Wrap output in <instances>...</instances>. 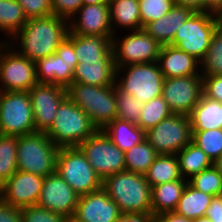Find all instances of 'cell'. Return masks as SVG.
<instances>
[{
  "instance_id": "9c48e42d",
  "label": "cell",
  "mask_w": 222,
  "mask_h": 222,
  "mask_svg": "<svg viewBox=\"0 0 222 222\" xmlns=\"http://www.w3.org/2000/svg\"><path fill=\"white\" fill-rule=\"evenodd\" d=\"M35 132L28 91H0V134L19 137Z\"/></svg>"
},
{
  "instance_id": "9a60e30c",
  "label": "cell",
  "mask_w": 222,
  "mask_h": 222,
  "mask_svg": "<svg viewBox=\"0 0 222 222\" xmlns=\"http://www.w3.org/2000/svg\"><path fill=\"white\" fill-rule=\"evenodd\" d=\"M202 94V75L164 78L162 97L174 114L189 116Z\"/></svg>"
},
{
  "instance_id": "f1b7e54d",
  "label": "cell",
  "mask_w": 222,
  "mask_h": 222,
  "mask_svg": "<svg viewBox=\"0 0 222 222\" xmlns=\"http://www.w3.org/2000/svg\"><path fill=\"white\" fill-rule=\"evenodd\" d=\"M179 172L187 181L204 169L210 168L213 161L192 141L176 154Z\"/></svg>"
},
{
  "instance_id": "8d00e7d4",
  "label": "cell",
  "mask_w": 222,
  "mask_h": 222,
  "mask_svg": "<svg viewBox=\"0 0 222 222\" xmlns=\"http://www.w3.org/2000/svg\"><path fill=\"white\" fill-rule=\"evenodd\" d=\"M115 95L117 106L116 118L125 120L138 126V120L141 114L143 103L140 102L135 96L122 90L116 83Z\"/></svg>"
},
{
  "instance_id": "2e32d148",
  "label": "cell",
  "mask_w": 222,
  "mask_h": 222,
  "mask_svg": "<svg viewBox=\"0 0 222 222\" xmlns=\"http://www.w3.org/2000/svg\"><path fill=\"white\" fill-rule=\"evenodd\" d=\"M36 132H46L56 117L67 89L54 84L37 83L29 91Z\"/></svg>"
},
{
  "instance_id": "5bb4252c",
  "label": "cell",
  "mask_w": 222,
  "mask_h": 222,
  "mask_svg": "<svg viewBox=\"0 0 222 222\" xmlns=\"http://www.w3.org/2000/svg\"><path fill=\"white\" fill-rule=\"evenodd\" d=\"M77 64L73 43L66 37L56 49V53L35 62L37 81L67 89L72 84Z\"/></svg>"
},
{
  "instance_id": "6da1fadb",
  "label": "cell",
  "mask_w": 222,
  "mask_h": 222,
  "mask_svg": "<svg viewBox=\"0 0 222 222\" xmlns=\"http://www.w3.org/2000/svg\"><path fill=\"white\" fill-rule=\"evenodd\" d=\"M69 33V21L56 15L31 18L7 43L18 53L36 62L56 53Z\"/></svg>"
},
{
  "instance_id": "d6986e66",
  "label": "cell",
  "mask_w": 222,
  "mask_h": 222,
  "mask_svg": "<svg viewBox=\"0 0 222 222\" xmlns=\"http://www.w3.org/2000/svg\"><path fill=\"white\" fill-rule=\"evenodd\" d=\"M68 21L70 33L113 37L109 3L82 5Z\"/></svg>"
},
{
  "instance_id": "1f68e13d",
  "label": "cell",
  "mask_w": 222,
  "mask_h": 222,
  "mask_svg": "<svg viewBox=\"0 0 222 222\" xmlns=\"http://www.w3.org/2000/svg\"><path fill=\"white\" fill-rule=\"evenodd\" d=\"M212 198V195L198 191L187 183L175 212L192 220L205 216Z\"/></svg>"
},
{
  "instance_id": "30bf717a",
  "label": "cell",
  "mask_w": 222,
  "mask_h": 222,
  "mask_svg": "<svg viewBox=\"0 0 222 222\" xmlns=\"http://www.w3.org/2000/svg\"><path fill=\"white\" fill-rule=\"evenodd\" d=\"M130 32V33H129ZM112 37V53L116 67L157 62L161 45L143 28Z\"/></svg>"
},
{
  "instance_id": "f6af8a7d",
  "label": "cell",
  "mask_w": 222,
  "mask_h": 222,
  "mask_svg": "<svg viewBox=\"0 0 222 222\" xmlns=\"http://www.w3.org/2000/svg\"><path fill=\"white\" fill-rule=\"evenodd\" d=\"M0 222H22L21 208H15L0 197Z\"/></svg>"
},
{
  "instance_id": "ee69618b",
  "label": "cell",
  "mask_w": 222,
  "mask_h": 222,
  "mask_svg": "<svg viewBox=\"0 0 222 222\" xmlns=\"http://www.w3.org/2000/svg\"><path fill=\"white\" fill-rule=\"evenodd\" d=\"M203 94L222 103V75L202 76Z\"/></svg>"
},
{
  "instance_id": "7402d4cb",
  "label": "cell",
  "mask_w": 222,
  "mask_h": 222,
  "mask_svg": "<svg viewBox=\"0 0 222 222\" xmlns=\"http://www.w3.org/2000/svg\"><path fill=\"white\" fill-rule=\"evenodd\" d=\"M116 66L112 48L96 63H78L73 73L72 83H83L93 86L115 84Z\"/></svg>"
},
{
  "instance_id": "d590c367",
  "label": "cell",
  "mask_w": 222,
  "mask_h": 222,
  "mask_svg": "<svg viewBox=\"0 0 222 222\" xmlns=\"http://www.w3.org/2000/svg\"><path fill=\"white\" fill-rule=\"evenodd\" d=\"M172 111L164 101L162 95L153 98L147 103H143L138 126L145 132L156 126L161 120L169 117Z\"/></svg>"
},
{
  "instance_id": "ab89813d",
  "label": "cell",
  "mask_w": 222,
  "mask_h": 222,
  "mask_svg": "<svg viewBox=\"0 0 222 222\" xmlns=\"http://www.w3.org/2000/svg\"><path fill=\"white\" fill-rule=\"evenodd\" d=\"M174 5V0H139L141 29L166 15Z\"/></svg>"
},
{
  "instance_id": "bcb514c9",
  "label": "cell",
  "mask_w": 222,
  "mask_h": 222,
  "mask_svg": "<svg viewBox=\"0 0 222 222\" xmlns=\"http://www.w3.org/2000/svg\"><path fill=\"white\" fill-rule=\"evenodd\" d=\"M205 216H207L211 222H222V195L213 196Z\"/></svg>"
},
{
  "instance_id": "f35d334b",
  "label": "cell",
  "mask_w": 222,
  "mask_h": 222,
  "mask_svg": "<svg viewBox=\"0 0 222 222\" xmlns=\"http://www.w3.org/2000/svg\"><path fill=\"white\" fill-rule=\"evenodd\" d=\"M192 142L214 162L222 154V129L192 131Z\"/></svg>"
},
{
  "instance_id": "f5cc1de1",
  "label": "cell",
  "mask_w": 222,
  "mask_h": 222,
  "mask_svg": "<svg viewBox=\"0 0 222 222\" xmlns=\"http://www.w3.org/2000/svg\"><path fill=\"white\" fill-rule=\"evenodd\" d=\"M108 0H83V5H90V4H105L108 3Z\"/></svg>"
},
{
  "instance_id": "e575fe53",
  "label": "cell",
  "mask_w": 222,
  "mask_h": 222,
  "mask_svg": "<svg viewBox=\"0 0 222 222\" xmlns=\"http://www.w3.org/2000/svg\"><path fill=\"white\" fill-rule=\"evenodd\" d=\"M17 170V136L0 134V187Z\"/></svg>"
},
{
  "instance_id": "8992f818",
  "label": "cell",
  "mask_w": 222,
  "mask_h": 222,
  "mask_svg": "<svg viewBox=\"0 0 222 222\" xmlns=\"http://www.w3.org/2000/svg\"><path fill=\"white\" fill-rule=\"evenodd\" d=\"M221 23L222 16L211 12H194L177 30L169 45L201 61L210 46L213 33Z\"/></svg>"
},
{
  "instance_id": "4dcf8cb0",
  "label": "cell",
  "mask_w": 222,
  "mask_h": 222,
  "mask_svg": "<svg viewBox=\"0 0 222 222\" xmlns=\"http://www.w3.org/2000/svg\"><path fill=\"white\" fill-rule=\"evenodd\" d=\"M22 6L17 0H0V32L7 42L27 23Z\"/></svg>"
},
{
  "instance_id": "83f0119b",
  "label": "cell",
  "mask_w": 222,
  "mask_h": 222,
  "mask_svg": "<svg viewBox=\"0 0 222 222\" xmlns=\"http://www.w3.org/2000/svg\"><path fill=\"white\" fill-rule=\"evenodd\" d=\"M102 130L123 152L145 140L144 130L136 124L118 118H115Z\"/></svg>"
},
{
  "instance_id": "cb8c5ba5",
  "label": "cell",
  "mask_w": 222,
  "mask_h": 222,
  "mask_svg": "<svg viewBox=\"0 0 222 222\" xmlns=\"http://www.w3.org/2000/svg\"><path fill=\"white\" fill-rule=\"evenodd\" d=\"M67 38L73 43L78 63H96L112 48V37L69 32Z\"/></svg>"
},
{
  "instance_id": "8fae6325",
  "label": "cell",
  "mask_w": 222,
  "mask_h": 222,
  "mask_svg": "<svg viewBox=\"0 0 222 222\" xmlns=\"http://www.w3.org/2000/svg\"><path fill=\"white\" fill-rule=\"evenodd\" d=\"M37 83L35 62L0 42V91H29Z\"/></svg>"
},
{
  "instance_id": "603a6c76",
  "label": "cell",
  "mask_w": 222,
  "mask_h": 222,
  "mask_svg": "<svg viewBox=\"0 0 222 222\" xmlns=\"http://www.w3.org/2000/svg\"><path fill=\"white\" fill-rule=\"evenodd\" d=\"M193 13L190 8L174 5L166 15L149 22L143 29L161 46L169 45L177 30Z\"/></svg>"
},
{
  "instance_id": "b9f144b4",
  "label": "cell",
  "mask_w": 222,
  "mask_h": 222,
  "mask_svg": "<svg viewBox=\"0 0 222 222\" xmlns=\"http://www.w3.org/2000/svg\"><path fill=\"white\" fill-rule=\"evenodd\" d=\"M28 19L47 17L53 14L52 0H17Z\"/></svg>"
},
{
  "instance_id": "681fc988",
  "label": "cell",
  "mask_w": 222,
  "mask_h": 222,
  "mask_svg": "<svg viewBox=\"0 0 222 222\" xmlns=\"http://www.w3.org/2000/svg\"><path fill=\"white\" fill-rule=\"evenodd\" d=\"M175 5L187 7L194 12H204V0H174Z\"/></svg>"
},
{
  "instance_id": "ba28073f",
  "label": "cell",
  "mask_w": 222,
  "mask_h": 222,
  "mask_svg": "<svg viewBox=\"0 0 222 222\" xmlns=\"http://www.w3.org/2000/svg\"><path fill=\"white\" fill-rule=\"evenodd\" d=\"M56 171L79 196L102 188V179L78 146L59 147Z\"/></svg>"
},
{
  "instance_id": "4316f807",
  "label": "cell",
  "mask_w": 222,
  "mask_h": 222,
  "mask_svg": "<svg viewBox=\"0 0 222 222\" xmlns=\"http://www.w3.org/2000/svg\"><path fill=\"white\" fill-rule=\"evenodd\" d=\"M187 183L188 181L182 178L152 187V214L154 217L175 211Z\"/></svg>"
},
{
  "instance_id": "836d02e7",
  "label": "cell",
  "mask_w": 222,
  "mask_h": 222,
  "mask_svg": "<svg viewBox=\"0 0 222 222\" xmlns=\"http://www.w3.org/2000/svg\"><path fill=\"white\" fill-rule=\"evenodd\" d=\"M202 76L222 75V23L211 37L210 46L200 61Z\"/></svg>"
},
{
  "instance_id": "11a10c76",
  "label": "cell",
  "mask_w": 222,
  "mask_h": 222,
  "mask_svg": "<svg viewBox=\"0 0 222 222\" xmlns=\"http://www.w3.org/2000/svg\"><path fill=\"white\" fill-rule=\"evenodd\" d=\"M65 222H81V221H79L74 216H69V217L66 218Z\"/></svg>"
},
{
  "instance_id": "7a4b0ae2",
  "label": "cell",
  "mask_w": 222,
  "mask_h": 222,
  "mask_svg": "<svg viewBox=\"0 0 222 222\" xmlns=\"http://www.w3.org/2000/svg\"><path fill=\"white\" fill-rule=\"evenodd\" d=\"M102 188L122 214L152 213V187L143 174L128 170L111 174L103 180Z\"/></svg>"
},
{
  "instance_id": "db71d44e",
  "label": "cell",
  "mask_w": 222,
  "mask_h": 222,
  "mask_svg": "<svg viewBox=\"0 0 222 222\" xmlns=\"http://www.w3.org/2000/svg\"><path fill=\"white\" fill-rule=\"evenodd\" d=\"M193 222H211L207 216H201L197 219H194Z\"/></svg>"
},
{
  "instance_id": "52a82bcc",
  "label": "cell",
  "mask_w": 222,
  "mask_h": 222,
  "mask_svg": "<svg viewBox=\"0 0 222 222\" xmlns=\"http://www.w3.org/2000/svg\"><path fill=\"white\" fill-rule=\"evenodd\" d=\"M115 83L124 91L147 103L162 95L164 76L157 62L116 67Z\"/></svg>"
},
{
  "instance_id": "ac0fdd59",
  "label": "cell",
  "mask_w": 222,
  "mask_h": 222,
  "mask_svg": "<svg viewBox=\"0 0 222 222\" xmlns=\"http://www.w3.org/2000/svg\"><path fill=\"white\" fill-rule=\"evenodd\" d=\"M43 180L42 176L17 170L0 187V197L15 208L37 205Z\"/></svg>"
},
{
  "instance_id": "60d3db41",
  "label": "cell",
  "mask_w": 222,
  "mask_h": 222,
  "mask_svg": "<svg viewBox=\"0 0 222 222\" xmlns=\"http://www.w3.org/2000/svg\"><path fill=\"white\" fill-rule=\"evenodd\" d=\"M21 215L22 222H65L67 218L38 205L22 208Z\"/></svg>"
},
{
  "instance_id": "74e56055",
  "label": "cell",
  "mask_w": 222,
  "mask_h": 222,
  "mask_svg": "<svg viewBox=\"0 0 222 222\" xmlns=\"http://www.w3.org/2000/svg\"><path fill=\"white\" fill-rule=\"evenodd\" d=\"M188 183L205 194L222 195V174L213 165L194 175Z\"/></svg>"
},
{
  "instance_id": "3957f363",
  "label": "cell",
  "mask_w": 222,
  "mask_h": 222,
  "mask_svg": "<svg viewBox=\"0 0 222 222\" xmlns=\"http://www.w3.org/2000/svg\"><path fill=\"white\" fill-rule=\"evenodd\" d=\"M97 130L90 117L67 96L45 134L58 147H75Z\"/></svg>"
},
{
  "instance_id": "e0dca14e",
  "label": "cell",
  "mask_w": 222,
  "mask_h": 222,
  "mask_svg": "<svg viewBox=\"0 0 222 222\" xmlns=\"http://www.w3.org/2000/svg\"><path fill=\"white\" fill-rule=\"evenodd\" d=\"M79 195L58 174L44 177L37 205L66 217L74 216Z\"/></svg>"
},
{
  "instance_id": "816d5d0a",
  "label": "cell",
  "mask_w": 222,
  "mask_h": 222,
  "mask_svg": "<svg viewBox=\"0 0 222 222\" xmlns=\"http://www.w3.org/2000/svg\"><path fill=\"white\" fill-rule=\"evenodd\" d=\"M213 166L222 174V154L213 162Z\"/></svg>"
},
{
  "instance_id": "c3c4849f",
  "label": "cell",
  "mask_w": 222,
  "mask_h": 222,
  "mask_svg": "<svg viewBox=\"0 0 222 222\" xmlns=\"http://www.w3.org/2000/svg\"><path fill=\"white\" fill-rule=\"evenodd\" d=\"M155 222H193V220L172 211L156 215Z\"/></svg>"
},
{
  "instance_id": "7dc6e473",
  "label": "cell",
  "mask_w": 222,
  "mask_h": 222,
  "mask_svg": "<svg viewBox=\"0 0 222 222\" xmlns=\"http://www.w3.org/2000/svg\"><path fill=\"white\" fill-rule=\"evenodd\" d=\"M152 213H126L122 214L117 222H154Z\"/></svg>"
},
{
  "instance_id": "484cf974",
  "label": "cell",
  "mask_w": 222,
  "mask_h": 222,
  "mask_svg": "<svg viewBox=\"0 0 222 222\" xmlns=\"http://www.w3.org/2000/svg\"><path fill=\"white\" fill-rule=\"evenodd\" d=\"M108 3L113 35L118 34L121 29L123 32L124 29L125 31L141 29L139 0H112Z\"/></svg>"
},
{
  "instance_id": "4fadbf2b",
  "label": "cell",
  "mask_w": 222,
  "mask_h": 222,
  "mask_svg": "<svg viewBox=\"0 0 222 222\" xmlns=\"http://www.w3.org/2000/svg\"><path fill=\"white\" fill-rule=\"evenodd\" d=\"M102 181L126 170L125 154L103 130H97L78 146Z\"/></svg>"
},
{
  "instance_id": "ffe728a7",
  "label": "cell",
  "mask_w": 222,
  "mask_h": 222,
  "mask_svg": "<svg viewBox=\"0 0 222 222\" xmlns=\"http://www.w3.org/2000/svg\"><path fill=\"white\" fill-rule=\"evenodd\" d=\"M121 215L118 205L101 188L79 196L74 217L81 222H117Z\"/></svg>"
},
{
  "instance_id": "5b68a950",
  "label": "cell",
  "mask_w": 222,
  "mask_h": 222,
  "mask_svg": "<svg viewBox=\"0 0 222 222\" xmlns=\"http://www.w3.org/2000/svg\"><path fill=\"white\" fill-rule=\"evenodd\" d=\"M58 152L45 132L17 136V169L46 177L56 172Z\"/></svg>"
},
{
  "instance_id": "d4e9b609",
  "label": "cell",
  "mask_w": 222,
  "mask_h": 222,
  "mask_svg": "<svg viewBox=\"0 0 222 222\" xmlns=\"http://www.w3.org/2000/svg\"><path fill=\"white\" fill-rule=\"evenodd\" d=\"M189 118L192 131L222 129V103L202 94Z\"/></svg>"
},
{
  "instance_id": "d6a6232c",
  "label": "cell",
  "mask_w": 222,
  "mask_h": 222,
  "mask_svg": "<svg viewBox=\"0 0 222 222\" xmlns=\"http://www.w3.org/2000/svg\"><path fill=\"white\" fill-rule=\"evenodd\" d=\"M124 154L126 170L143 175L159 155L146 139L131 147Z\"/></svg>"
},
{
  "instance_id": "277c9868",
  "label": "cell",
  "mask_w": 222,
  "mask_h": 222,
  "mask_svg": "<svg viewBox=\"0 0 222 222\" xmlns=\"http://www.w3.org/2000/svg\"><path fill=\"white\" fill-rule=\"evenodd\" d=\"M67 95L90 117L98 130L104 129L117 116L115 84L93 86L72 83L67 88Z\"/></svg>"
},
{
  "instance_id": "f546056e",
  "label": "cell",
  "mask_w": 222,
  "mask_h": 222,
  "mask_svg": "<svg viewBox=\"0 0 222 222\" xmlns=\"http://www.w3.org/2000/svg\"><path fill=\"white\" fill-rule=\"evenodd\" d=\"M151 187L182 179L175 154H159L144 174Z\"/></svg>"
},
{
  "instance_id": "f907efd6",
  "label": "cell",
  "mask_w": 222,
  "mask_h": 222,
  "mask_svg": "<svg viewBox=\"0 0 222 222\" xmlns=\"http://www.w3.org/2000/svg\"><path fill=\"white\" fill-rule=\"evenodd\" d=\"M204 12L222 16V0H204Z\"/></svg>"
},
{
  "instance_id": "7bdbcfd3",
  "label": "cell",
  "mask_w": 222,
  "mask_h": 222,
  "mask_svg": "<svg viewBox=\"0 0 222 222\" xmlns=\"http://www.w3.org/2000/svg\"><path fill=\"white\" fill-rule=\"evenodd\" d=\"M83 5V0H52L53 15L69 20Z\"/></svg>"
},
{
  "instance_id": "7c38bea8",
  "label": "cell",
  "mask_w": 222,
  "mask_h": 222,
  "mask_svg": "<svg viewBox=\"0 0 222 222\" xmlns=\"http://www.w3.org/2000/svg\"><path fill=\"white\" fill-rule=\"evenodd\" d=\"M145 139L159 154H176L192 141L190 118L173 113L148 129Z\"/></svg>"
},
{
  "instance_id": "44dd1931",
  "label": "cell",
  "mask_w": 222,
  "mask_h": 222,
  "mask_svg": "<svg viewBox=\"0 0 222 222\" xmlns=\"http://www.w3.org/2000/svg\"><path fill=\"white\" fill-rule=\"evenodd\" d=\"M157 63L164 78L201 75L200 61L176 46L162 45Z\"/></svg>"
}]
</instances>
